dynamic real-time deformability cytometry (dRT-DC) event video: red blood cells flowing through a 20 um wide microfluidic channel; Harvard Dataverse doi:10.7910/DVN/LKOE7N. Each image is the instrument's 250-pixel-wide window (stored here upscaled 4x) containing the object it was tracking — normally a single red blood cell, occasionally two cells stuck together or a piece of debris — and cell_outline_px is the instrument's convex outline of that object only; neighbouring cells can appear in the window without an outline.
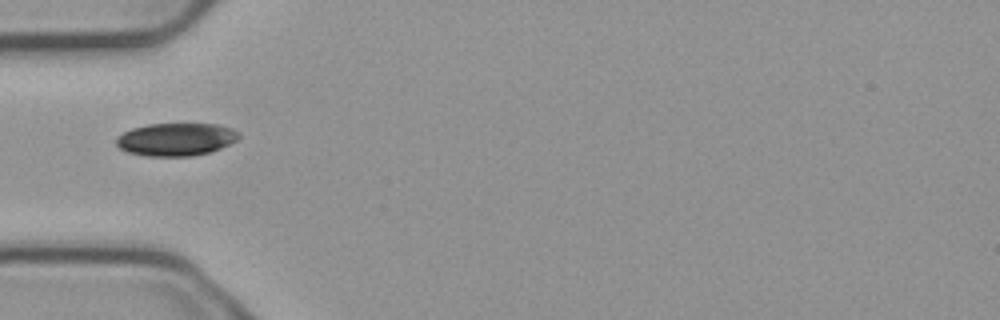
{"species": "common noctule bat (a hibernating species)", "species_latin": "Nyctalus noctula", "temperature_condition": "cold", "stored_images_in_passage": 4, "camera_frame_rate_fps": 3000, "um_per_image_px": 0.085, "animal": {"sex": "male", "body_mass_g": 23.1, "forearm_length_mm": 52.7}, "frame": {"image": 1, "passage_image": 4, "time_ms": 1.0, "image_size_px": [1000, 320], "cell_outline_px": [[240, 136], [236, 140], [220, 148], [208, 152], [192, 156], [144, 156], [128, 152], [120, 148], [116, 144], [116, 140], [124, 132], [132, 128], [148, 124], [216, 124], [232, 128], [240, 132]], "centroid_in_image_um": [14.97, 11.84], "position_along_channel_um": 70.0, "area_um2": 23.29}}